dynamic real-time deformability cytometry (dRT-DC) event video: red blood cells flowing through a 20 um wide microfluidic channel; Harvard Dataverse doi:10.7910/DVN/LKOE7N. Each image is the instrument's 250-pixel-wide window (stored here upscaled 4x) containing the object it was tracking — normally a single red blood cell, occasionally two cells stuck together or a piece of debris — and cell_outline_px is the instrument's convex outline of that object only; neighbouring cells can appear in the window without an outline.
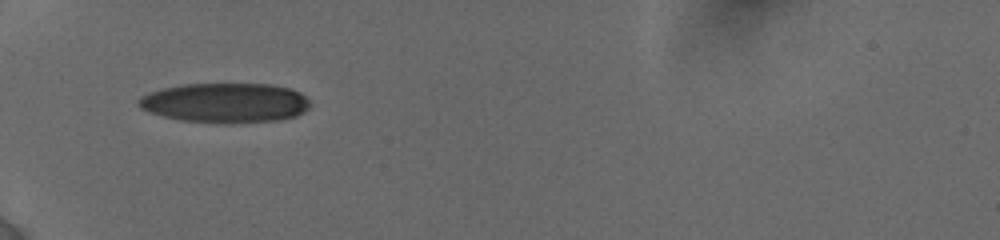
{"species": "human", "species_latin": "Homo sapiens", "temperature_condition": "cold", "stored_images_in_passage": 2, "camera_frame_rate_fps": 3000, "um_per_image_px": 0.085, "donor": {"sex": "female"}, "frame": {"image": 1, "passage_image": 1, "time_ms": 0.0, "image_size_px": [1000, 240], "cell_outline_px": [[308, 108], [304, 112], [296, 116], [280, 120], [228, 124], [180, 120], [148, 112], [140, 108], [140, 96], [164, 88], [184, 84], [272, 84], [292, 88], [300, 92], [308, 100]], "centroid_in_image_um": [19.19, 8.75], "position_along_channel_um": 65.8, "area_um2": 39.77}}